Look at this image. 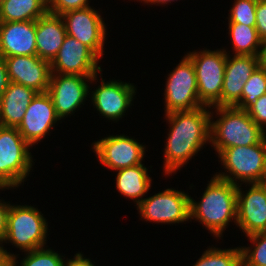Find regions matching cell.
Returning a JSON list of instances; mask_svg holds the SVG:
<instances>
[{"label":"cell","instance_id":"2","mask_svg":"<svg viewBox=\"0 0 266 266\" xmlns=\"http://www.w3.org/2000/svg\"><path fill=\"white\" fill-rule=\"evenodd\" d=\"M207 185L200 202L190 197V218L199 220L215 237H221L231 219L237 221L238 185L216 176Z\"/></svg>","mask_w":266,"mask_h":266},{"label":"cell","instance_id":"18","mask_svg":"<svg viewBox=\"0 0 266 266\" xmlns=\"http://www.w3.org/2000/svg\"><path fill=\"white\" fill-rule=\"evenodd\" d=\"M92 103L102 116L109 120L121 118L135 96V86L118 81L104 82L92 91Z\"/></svg>","mask_w":266,"mask_h":266},{"label":"cell","instance_id":"24","mask_svg":"<svg viewBox=\"0 0 266 266\" xmlns=\"http://www.w3.org/2000/svg\"><path fill=\"white\" fill-rule=\"evenodd\" d=\"M228 24L235 55L261 56L263 41L259 38L255 26L240 23Z\"/></svg>","mask_w":266,"mask_h":266},{"label":"cell","instance_id":"13","mask_svg":"<svg viewBox=\"0 0 266 266\" xmlns=\"http://www.w3.org/2000/svg\"><path fill=\"white\" fill-rule=\"evenodd\" d=\"M100 163L113 170L142 164L145 146L125 135L108 136L93 144Z\"/></svg>","mask_w":266,"mask_h":266},{"label":"cell","instance_id":"31","mask_svg":"<svg viewBox=\"0 0 266 266\" xmlns=\"http://www.w3.org/2000/svg\"><path fill=\"white\" fill-rule=\"evenodd\" d=\"M248 115L261 128L266 123V94L262 95L255 102L246 109Z\"/></svg>","mask_w":266,"mask_h":266},{"label":"cell","instance_id":"11","mask_svg":"<svg viewBox=\"0 0 266 266\" xmlns=\"http://www.w3.org/2000/svg\"><path fill=\"white\" fill-rule=\"evenodd\" d=\"M99 57L74 37L66 35L55 58L50 62L51 72L63 75L93 77L102 71Z\"/></svg>","mask_w":266,"mask_h":266},{"label":"cell","instance_id":"12","mask_svg":"<svg viewBox=\"0 0 266 266\" xmlns=\"http://www.w3.org/2000/svg\"><path fill=\"white\" fill-rule=\"evenodd\" d=\"M97 75L93 77L81 75L51 74L47 93L50 95L55 107L56 115L63 119L74 113L89 93L87 81L97 80Z\"/></svg>","mask_w":266,"mask_h":266},{"label":"cell","instance_id":"23","mask_svg":"<svg viewBox=\"0 0 266 266\" xmlns=\"http://www.w3.org/2000/svg\"><path fill=\"white\" fill-rule=\"evenodd\" d=\"M48 11V0H0V22L36 21Z\"/></svg>","mask_w":266,"mask_h":266},{"label":"cell","instance_id":"27","mask_svg":"<svg viewBox=\"0 0 266 266\" xmlns=\"http://www.w3.org/2000/svg\"><path fill=\"white\" fill-rule=\"evenodd\" d=\"M247 237L255 246L253 250L250 247L241 248L242 266H266V231L253 233Z\"/></svg>","mask_w":266,"mask_h":266},{"label":"cell","instance_id":"21","mask_svg":"<svg viewBox=\"0 0 266 266\" xmlns=\"http://www.w3.org/2000/svg\"><path fill=\"white\" fill-rule=\"evenodd\" d=\"M37 93L32 88L9 82L0 98V125L17 128Z\"/></svg>","mask_w":266,"mask_h":266},{"label":"cell","instance_id":"39","mask_svg":"<svg viewBox=\"0 0 266 266\" xmlns=\"http://www.w3.org/2000/svg\"><path fill=\"white\" fill-rule=\"evenodd\" d=\"M266 126V123L264 124V126L262 127V137H263V139L266 141V130H264L265 127Z\"/></svg>","mask_w":266,"mask_h":266},{"label":"cell","instance_id":"16","mask_svg":"<svg viewBox=\"0 0 266 266\" xmlns=\"http://www.w3.org/2000/svg\"><path fill=\"white\" fill-rule=\"evenodd\" d=\"M237 187L236 225L250 235L266 231V189L261 183H251L246 194Z\"/></svg>","mask_w":266,"mask_h":266},{"label":"cell","instance_id":"29","mask_svg":"<svg viewBox=\"0 0 266 266\" xmlns=\"http://www.w3.org/2000/svg\"><path fill=\"white\" fill-rule=\"evenodd\" d=\"M258 0H236L230 9L229 23H240L255 26Z\"/></svg>","mask_w":266,"mask_h":266},{"label":"cell","instance_id":"3","mask_svg":"<svg viewBox=\"0 0 266 266\" xmlns=\"http://www.w3.org/2000/svg\"><path fill=\"white\" fill-rule=\"evenodd\" d=\"M216 121L210 122V144L218 155L228 147L249 146L263 140L262 128L248 115L246 110L237 107H213Z\"/></svg>","mask_w":266,"mask_h":266},{"label":"cell","instance_id":"33","mask_svg":"<svg viewBox=\"0 0 266 266\" xmlns=\"http://www.w3.org/2000/svg\"><path fill=\"white\" fill-rule=\"evenodd\" d=\"M10 204L0 201V244L3 243L4 236L7 229V215Z\"/></svg>","mask_w":266,"mask_h":266},{"label":"cell","instance_id":"20","mask_svg":"<svg viewBox=\"0 0 266 266\" xmlns=\"http://www.w3.org/2000/svg\"><path fill=\"white\" fill-rule=\"evenodd\" d=\"M66 35L62 16L47 11L36 20V55L51 62L57 55Z\"/></svg>","mask_w":266,"mask_h":266},{"label":"cell","instance_id":"32","mask_svg":"<svg viewBox=\"0 0 266 266\" xmlns=\"http://www.w3.org/2000/svg\"><path fill=\"white\" fill-rule=\"evenodd\" d=\"M255 28L259 38L266 41V0L257 1Z\"/></svg>","mask_w":266,"mask_h":266},{"label":"cell","instance_id":"15","mask_svg":"<svg viewBox=\"0 0 266 266\" xmlns=\"http://www.w3.org/2000/svg\"><path fill=\"white\" fill-rule=\"evenodd\" d=\"M9 82L32 88L38 93L47 92L51 78L50 62L37 55L4 58Z\"/></svg>","mask_w":266,"mask_h":266},{"label":"cell","instance_id":"22","mask_svg":"<svg viewBox=\"0 0 266 266\" xmlns=\"http://www.w3.org/2000/svg\"><path fill=\"white\" fill-rule=\"evenodd\" d=\"M116 176L117 190L130 199L135 200L138 205L151 186L152 179L148 175V169L139 164L132 167L122 168Z\"/></svg>","mask_w":266,"mask_h":266},{"label":"cell","instance_id":"36","mask_svg":"<svg viewBox=\"0 0 266 266\" xmlns=\"http://www.w3.org/2000/svg\"><path fill=\"white\" fill-rule=\"evenodd\" d=\"M15 255L12 253L7 252V250H5L3 248V246H1V252H0V266H13L12 263V258Z\"/></svg>","mask_w":266,"mask_h":266},{"label":"cell","instance_id":"34","mask_svg":"<svg viewBox=\"0 0 266 266\" xmlns=\"http://www.w3.org/2000/svg\"><path fill=\"white\" fill-rule=\"evenodd\" d=\"M9 83L6 63L3 57L0 56V98L6 90Z\"/></svg>","mask_w":266,"mask_h":266},{"label":"cell","instance_id":"14","mask_svg":"<svg viewBox=\"0 0 266 266\" xmlns=\"http://www.w3.org/2000/svg\"><path fill=\"white\" fill-rule=\"evenodd\" d=\"M61 120L55 111L52 99L47 92L37 93L26 109L25 115L17 130L30 145L36 144L53 124Z\"/></svg>","mask_w":266,"mask_h":266},{"label":"cell","instance_id":"25","mask_svg":"<svg viewBox=\"0 0 266 266\" xmlns=\"http://www.w3.org/2000/svg\"><path fill=\"white\" fill-rule=\"evenodd\" d=\"M193 266H242L241 248H209Z\"/></svg>","mask_w":266,"mask_h":266},{"label":"cell","instance_id":"8","mask_svg":"<svg viewBox=\"0 0 266 266\" xmlns=\"http://www.w3.org/2000/svg\"><path fill=\"white\" fill-rule=\"evenodd\" d=\"M165 114L194 110L204 106L198 97L197 79L192 60L185 55L169 74L165 89Z\"/></svg>","mask_w":266,"mask_h":266},{"label":"cell","instance_id":"1","mask_svg":"<svg viewBox=\"0 0 266 266\" xmlns=\"http://www.w3.org/2000/svg\"><path fill=\"white\" fill-rule=\"evenodd\" d=\"M207 107L166 114L171 128L164 151L165 174L169 175L183 167L207 141L210 142L213 113L206 110Z\"/></svg>","mask_w":266,"mask_h":266},{"label":"cell","instance_id":"28","mask_svg":"<svg viewBox=\"0 0 266 266\" xmlns=\"http://www.w3.org/2000/svg\"><path fill=\"white\" fill-rule=\"evenodd\" d=\"M27 256L21 261L20 266H63L64 260L62 257L52 251V249L39 248L36 250L28 251ZM13 266L18 263L16 256L12 259Z\"/></svg>","mask_w":266,"mask_h":266},{"label":"cell","instance_id":"5","mask_svg":"<svg viewBox=\"0 0 266 266\" xmlns=\"http://www.w3.org/2000/svg\"><path fill=\"white\" fill-rule=\"evenodd\" d=\"M218 157L230 175L222 172L223 174L215 175L217 178L238 185L236 179L245 184L261 183L266 176V141L264 139L254 145L228 147Z\"/></svg>","mask_w":266,"mask_h":266},{"label":"cell","instance_id":"40","mask_svg":"<svg viewBox=\"0 0 266 266\" xmlns=\"http://www.w3.org/2000/svg\"><path fill=\"white\" fill-rule=\"evenodd\" d=\"M261 184L266 189V176L262 179Z\"/></svg>","mask_w":266,"mask_h":266},{"label":"cell","instance_id":"37","mask_svg":"<svg viewBox=\"0 0 266 266\" xmlns=\"http://www.w3.org/2000/svg\"><path fill=\"white\" fill-rule=\"evenodd\" d=\"M261 65L266 69V41L263 42L262 53H261Z\"/></svg>","mask_w":266,"mask_h":266},{"label":"cell","instance_id":"6","mask_svg":"<svg viewBox=\"0 0 266 266\" xmlns=\"http://www.w3.org/2000/svg\"><path fill=\"white\" fill-rule=\"evenodd\" d=\"M48 224L41 212L33 206L11 205L7 215L5 241L25 252L43 248Z\"/></svg>","mask_w":266,"mask_h":266},{"label":"cell","instance_id":"7","mask_svg":"<svg viewBox=\"0 0 266 266\" xmlns=\"http://www.w3.org/2000/svg\"><path fill=\"white\" fill-rule=\"evenodd\" d=\"M193 62L195 69L198 97L208 109L221 107V92L223 88L224 72L227 60L226 50H203L191 52L187 55Z\"/></svg>","mask_w":266,"mask_h":266},{"label":"cell","instance_id":"19","mask_svg":"<svg viewBox=\"0 0 266 266\" xmlns=\"http://www.w3.org/2000/svg\"><path fill=\"white\" fill-rule=\"evenodd\" d=\"M36 55V21L0 22V56Z\"/></svg>","mask_w":266,"mask_h":266},{"label":"cell","instance_id":"35","mask_svg":"<svg viewBox=\"0 0 266 266\" xmlns=\"http://www.w3.org/2000/svg\"><path fill=\"white\" fill-rule=\"evenodd\" d=\"M83 257V254L77 253L72 260L69 259L66 260L67 262L64 261L63 266H95L90 259Z\"/></svg>","mask_w":266,"mask_h":266},{"label":"cell","instance_id":"4","mask_svg":"<svg viewBox=\"0 0 266 266\" xmlns=\"http://www.w3.org/2000/svg\"><path fill=\"white\" fill-rule=\"evenodd\" d=\"M30 145L15 127L0 125V189L18 187L32 167Z\"/></svg>","mask_w":266,"mask_h":266},{"label":"cell","instance_id":"9","mask_svg":"<svg viewBox=\"0 0 266 266\" xmlns=\"http://www.w3.org/2000/svg\"><path fill=\"white\" fill-rule=\"evenodd\" d=\"M190 196L182 191L166 189L144 198L137 208L141 218L156 223H181L190 219Z\"/></svg>","mask_w":266,"mask_h":266},{"label":"cell","instance_id":"17","mask_svg":"<svg viewBox=\"0 0 266 266\" xmlns=\"http://www.w3.org/2000/svg\"><path fill=\"white\" fill-rule=\"evenodd\" d=\"M260 64V56L234 55L231 59L227 54L221 107H236L240 103L246 81Z\"/></svg>","mask_w":266,"mask_h":266},{"label":"cell","instance_id":"38","mask_svg":"<svg viewBox=\"0 0 266 266\" xmlns=\"http://www.w3.org/2000/svg\"><path fill=\"white\" fill-rule=\"evenodd\" d=\"M142 1H144L145 3L149 2L150 4L151 3H154V4L155 3H158V4H163V3L165 4L166 3L167 4L168 2H171V1H174V0H141V2Z\"/></svg>","mask_w":266,"mask_h":266},{"label":"cell","instance_id":"26","mask_svg":"<svg viewBox=\"0 0 266 266\" xmlns=\"http://www.w3.org/2000/svg\"><path fill=\"white\" fill-rule=\"evenodd\" d=\"M266 94V69L260 64L246 81L238 109L246 110L256 99Z\"/></svg>","mask_w":266,"mask_h":266},{"label":"cell","instance_id":"30","mask_svg":"<svg viewBox=\"0 0 266 266\" xmlns=\"http://www.w3.org/2000/svg\"><path fill=\"white\" fill-rule=\"evenodd\" d=\"M86 7H89L88 0H48V11L57 15Z\"/></svg>","mask_w":266,"mask_h":266},{"label":"cell","instance_id":"10","mask_svg":"<svg viewBox=\"0 0 266 266\" xmlns=\"http://www.w3.org/2000/svg\"><path fill=\"white\" fill-rule=\"evenodd\" d=\"M66 33L89 47L99 58L103 55L106 27L101 15L91 6L61 14Z\"/></svg>","mask_w":266,"mask_h":266}]
</instances>
